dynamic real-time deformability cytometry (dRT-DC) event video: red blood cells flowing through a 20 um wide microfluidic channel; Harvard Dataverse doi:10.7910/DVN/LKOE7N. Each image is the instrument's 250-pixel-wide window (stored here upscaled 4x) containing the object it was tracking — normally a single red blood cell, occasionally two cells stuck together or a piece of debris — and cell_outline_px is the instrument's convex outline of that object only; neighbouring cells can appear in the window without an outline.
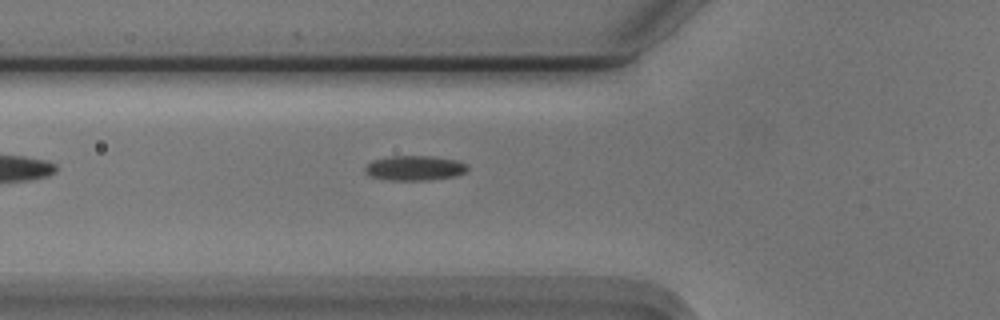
{"species": "Egyptian fruit bat (a non-hibernating species)", "species_latin": "Rousettus aegyptiacus", "temperature_condition": "cold", "stored_images_in_passage": 36, "camera_frame_rate_fps": 3000, "um_per_image_px": 0.085, "animal": {"sex": "male"}, "frame": {"image": 1, "passage_image": 3, "time_ms": 0.667, "image_size_px": [1000, 320], "cell_outline_px": [[468, 168], [464, 172], [456, 176], [428, 180], [388, 180], [372, 176], [364, 172], [364, 168], [372, 160], [388, 156], [432, 156], [456, 160], [468, 164]], "centroid_in_image_um": [35.24, 14.28], "position_along_channel_um": 90.6, "area_um2": 14.85}}
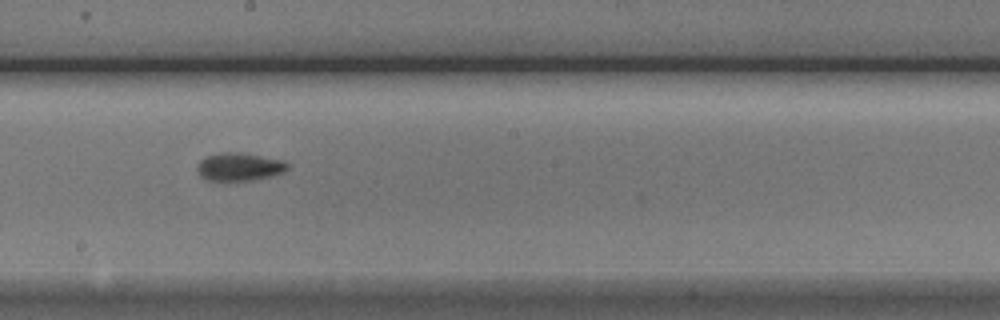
{"frame": {"image": 2, "passage_image": 14, "time_ms": 4.333, "image_size_px": [1000, 320], "cell_outline_px": [[288, 168], [280, 172], [268, 176], [248, 180], [208, 180], [200, 176], [196, 168], [200, 160], [208, 156], [220, 152], [240, 152], [284, 160], [288, 164]], "centroid_in_image_um": [20.3, 14.15], "position_along_channel_um": 227.9, "area_um2": 14.45}}
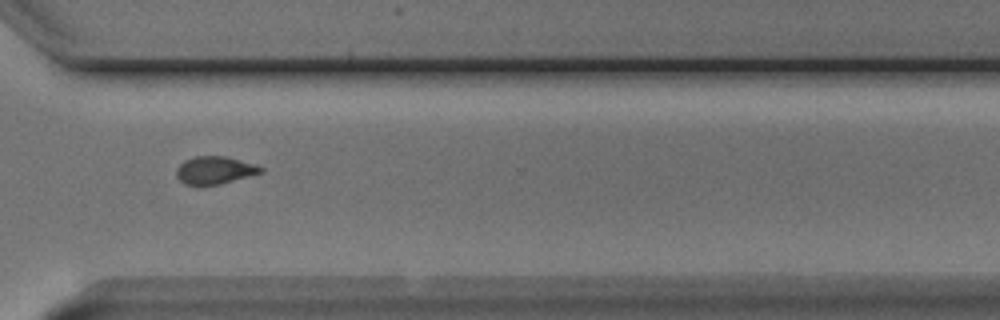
{"frame": {"image": 3, "passage_image": 24, "time_ms": 7.667, "image_size_px": [1000, 320], "cell_outline_px": [[264, 172], [216, 184], [184, 184], [176, 176], [176, 168], [184, 160], [196, 156], [224, 156], [256, 164], [264, 168]], "centroid_in_image_um": [18.25, 14.44], "position_along_channel_um": 352.4, "area_um2": 13.35}}